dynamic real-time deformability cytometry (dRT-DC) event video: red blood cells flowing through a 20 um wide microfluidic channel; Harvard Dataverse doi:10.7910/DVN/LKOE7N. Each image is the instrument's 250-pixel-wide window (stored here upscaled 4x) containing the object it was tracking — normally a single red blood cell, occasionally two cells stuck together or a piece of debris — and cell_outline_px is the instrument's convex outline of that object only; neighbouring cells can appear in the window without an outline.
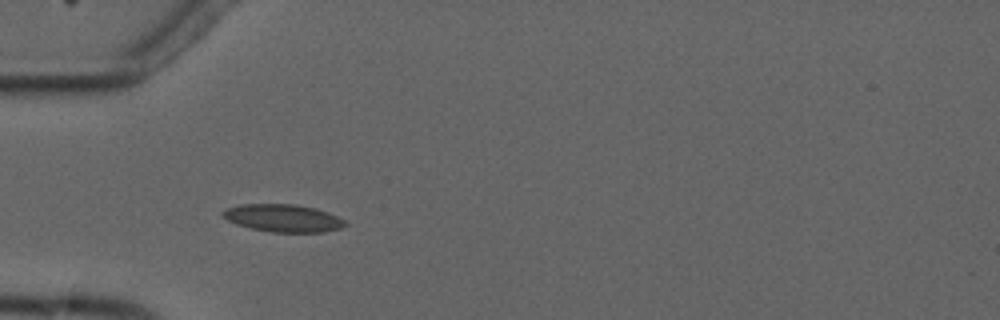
{"species": "common noctule bat (a hibernating species)", "species_latin": "Nyctalus noctula", "temperature_condition": "cold", "stored_images_in_passage": 10, "camera_frame_rate_fps": 3000, "um_per_image_px": 0.085, "animal": {"sex": "male", "forearm_length_mm": 52.5}, "frame": {"image": 1, "passage_image": 4, "time_ms": 4.333, "image_size_px": [1000, 320], "cell_outline_px": [[348, 224], [340, 228], [324, 232], [272, 232], [252, 228], [236, 224], [220, 216], [220, 212], [228, 208], [240, 204], [292, 204], [316, 208], [328, 212], [344, 220]], "centroid_in_image_um": [24.04, 18.53], "position_along_channel_um": 61.0, "area_um2": 19.65}}
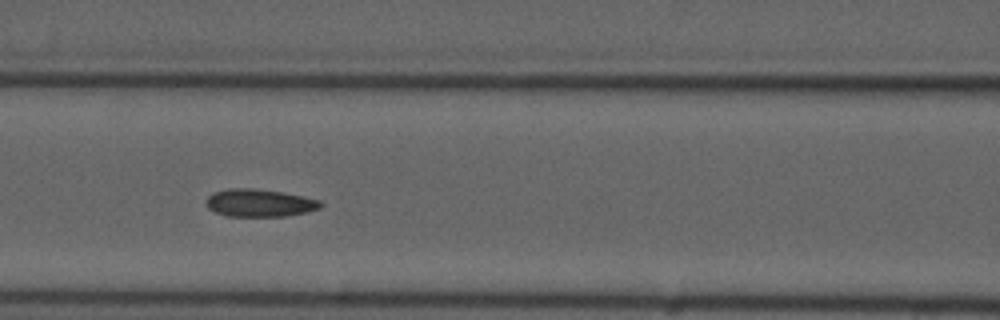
{"frame": {"image": 2, "passage_image": 6, "time_ms": 6.667, "image_size_px": [1000, 320], "cell_outline_px": [[324, 204], [320, 208], [308, 212], [284, 216], [228, 216], [216, 212], [208, 208], [204, 204], [208, 196], [212, 192], [232, 188], [252, 188], [284, 192], [320, 200]], "centroid_in_image_um": [22.06, 17.24], "position_along_channel_um": 144.5, "area_um2": 18.55}}
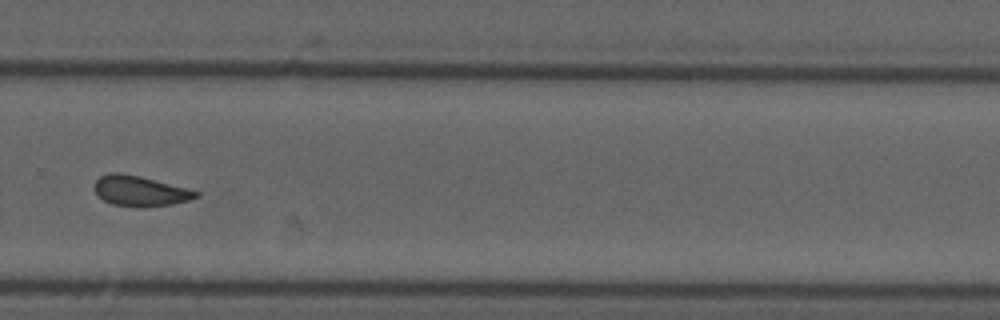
{"frame": {"image": 3, "passage_image": 10, "time_ms": 11.333, "image_size_px": [1000, 320], "cell_outline_px": [[200, 196], [188, 200], [172, 204], [112, 204], [104, 200], [92, 188], [96, 180], [100, 176], [108, 172], [120, 172], [140, 176], [188, 188], [200, 192]], "centroid_in_image_um": [11.89, 16.17], "position_along_channel_um": 317.9, "area_um2": 17.28}}